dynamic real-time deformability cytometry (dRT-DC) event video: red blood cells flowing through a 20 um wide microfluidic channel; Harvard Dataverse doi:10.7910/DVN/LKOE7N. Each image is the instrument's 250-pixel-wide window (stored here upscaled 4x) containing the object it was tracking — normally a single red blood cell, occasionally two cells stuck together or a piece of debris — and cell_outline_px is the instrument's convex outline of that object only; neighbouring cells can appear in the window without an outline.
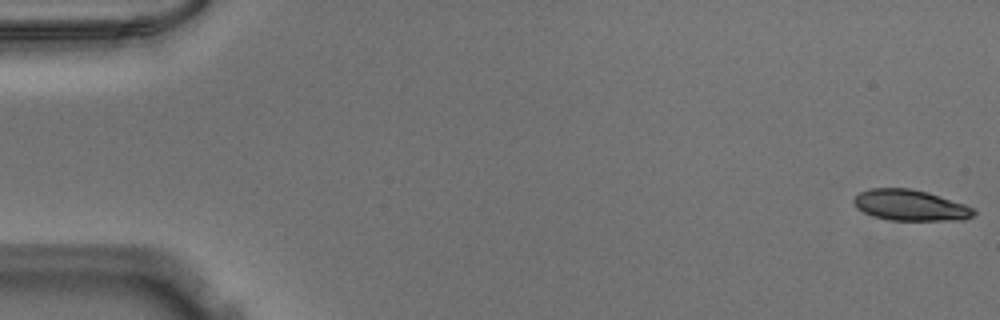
{"species": "Egyptian fruit bat (a non-hibernating species)", "species_latin": "Rousettus aegyptiacus", "temperature_condition": "warm", "stored_images_in_passage": 52, "camera_frame_rate_fps": 3000, "um_per_image_px": 0.085, "animal": {"sex": "male"}, "frame": {"image": 1, "passage_image": 1, "time_ms": 0.0, "image_size_px": [1000, 320], "cell_outline_px": [[976, 212], [972, 216], [964, 220], [888, 220], [872, 216], [856, 208], [852, 200], [860, 192], [868, 188], [908, 188], [928, 192], [976, 208]], "centroid_in_image_um": [77.37, 17.45], "position_along_channel_um": 7.6, "area_um2": 21.73}}
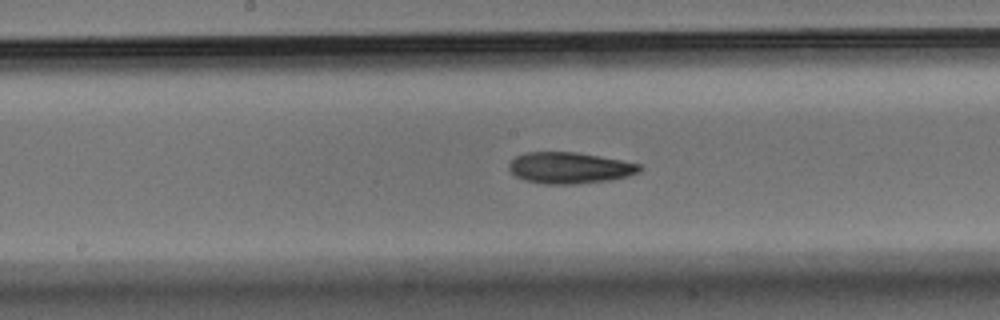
{"frame": {"image": 2, "passage_image": 27, "time_ms": 8.667, "image_size_px": [1000, 320], "cell_outline_px": [[644, 168], [640, 172], [628, 176], [612, 180], [576, 184], [544, 184], [524, 180], [516, 176], [508, 168], [508, 164], [516, 156], [528, 152], [576, 152], [620, 160], [640, 164]], "centroid_in_image_um": [48.44, 14.28], "position_along_channel_um": 199.8, "area_um2": 23.87}}
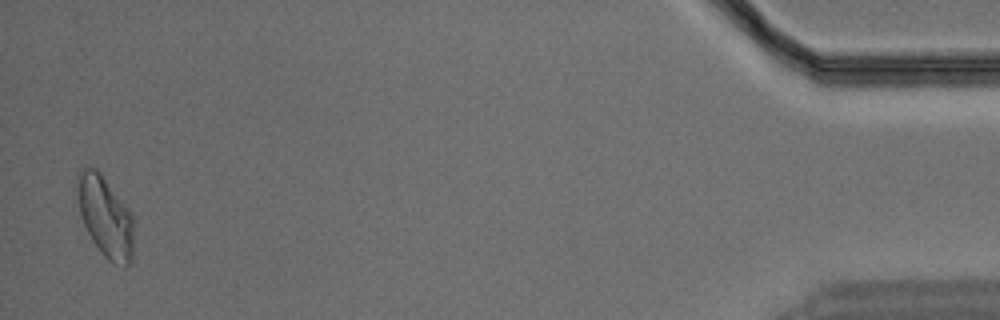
{"frame": {"image": 3, "passage_image": 51, "time_ms": 16.667, "image_size_px": [1000, 320], "cell_outline_px": [[132, 260], [124, 268], [112, 264], [100, 252], [92, 240], [80, 216], [72, 196], [72, 188], [76, 172], [84, 168], [96, 168], [100, 172], [132, 212]], "centroid_in_image_um": [8.85, 18.35], "position_along_channel_um": 426.3, "area_um2": 27.69}}